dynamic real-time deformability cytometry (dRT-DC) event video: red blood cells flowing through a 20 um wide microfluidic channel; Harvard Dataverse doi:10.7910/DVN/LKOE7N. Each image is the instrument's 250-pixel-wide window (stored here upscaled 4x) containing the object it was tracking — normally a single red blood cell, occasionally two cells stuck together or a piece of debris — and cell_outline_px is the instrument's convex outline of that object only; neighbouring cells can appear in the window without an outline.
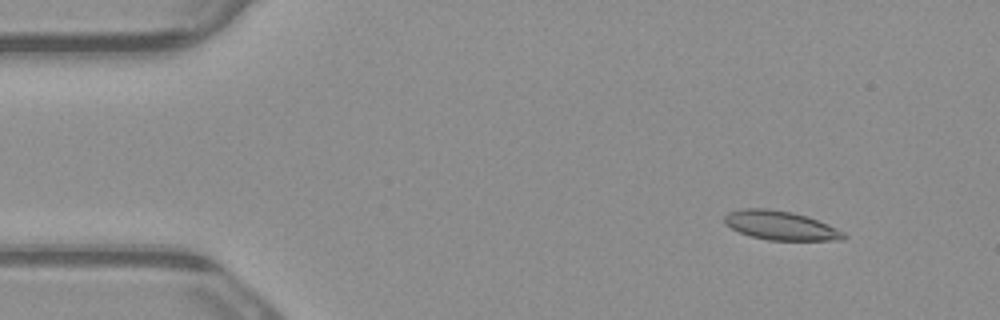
{"species": "common noctule bat (a hibernating species)", "species_latin": "Nyctalus noctula", "temperature_condition": "warm", "stored_images_in_passage": 9, "camera_frame_rate_fps": 3000, "um_per_image_px": 0.085, "animal": {"sex": "male", "body_mass_g": 23.1, "forearm_length_mm": 52.7}, "frame": {"image": 1, "passage_image": 2, "time_ms": 0.333, "image_size_px": [1000, 320], "cell_outline_px": [[848, 236], [844, 240], [768, 240], [752, 236], [740, 232], [724, 224], [724, 216], [728, 212], [740, 208], [768, 208], [792, 212], [808, 216], [828, 224], [844, 232]], "centroid_in_image_um": [66.35, 19.15], "position_along_channel_um": 18.6, "area_um2": 20.29}}
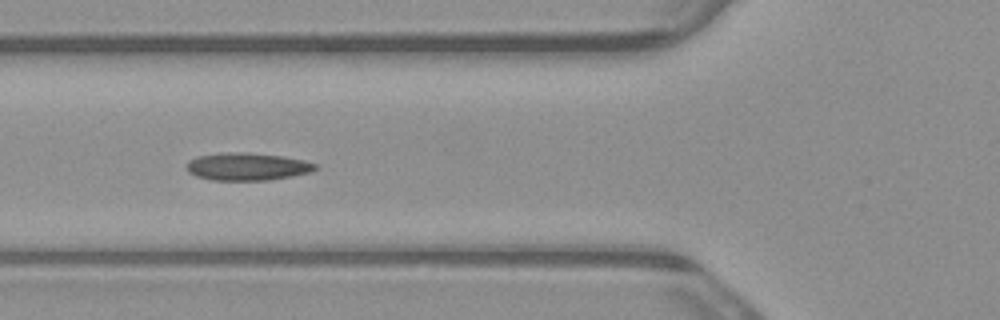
{"frame": {"image": 2, "passage_image": 6, "time_ms": 1.667, "image_size_px": [1000, 320], "cell_outline_px": [[320, 168], [312, 172], [292, 176], [268, 180], [212, 180], [196, 176], [188, 172], [188, 164], [192, 160], [200, 156], [220, 152], [248, 152], [284, 156], [304, 160], [316, 164]], "centroid_in_image_um": [21.09, 14.15], "position_along_channel_um": 104.7, "area_um2": 20.75}}
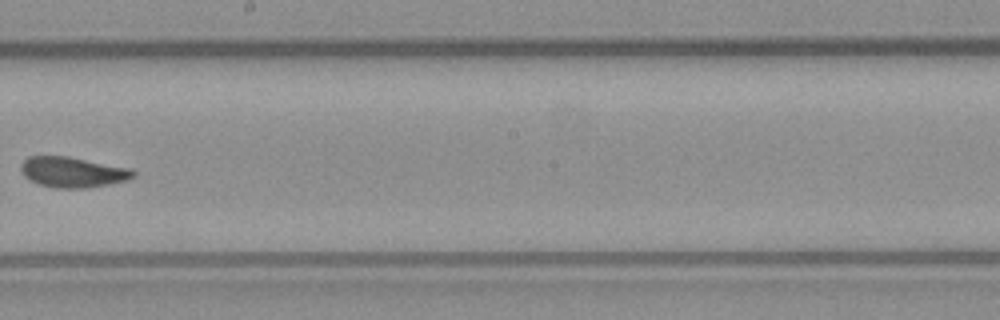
{"frame": {"image": 3, "passage_image": 9, "time_ms": 2.667, "image_size_px": [1000, 320], "cell_outline_px": [[136, 176], [128, 180], [88, 188], [56, 188], [40, 184], [28, 180], [24, 176], [20, 168], [20, 164], [28, 156], [68, 156], [132, 168], [136, 172]], "centroid_in_image_um": [6.2, 14.63], "position_along_channel_um": 242.0, "area_um2": 20.17}}